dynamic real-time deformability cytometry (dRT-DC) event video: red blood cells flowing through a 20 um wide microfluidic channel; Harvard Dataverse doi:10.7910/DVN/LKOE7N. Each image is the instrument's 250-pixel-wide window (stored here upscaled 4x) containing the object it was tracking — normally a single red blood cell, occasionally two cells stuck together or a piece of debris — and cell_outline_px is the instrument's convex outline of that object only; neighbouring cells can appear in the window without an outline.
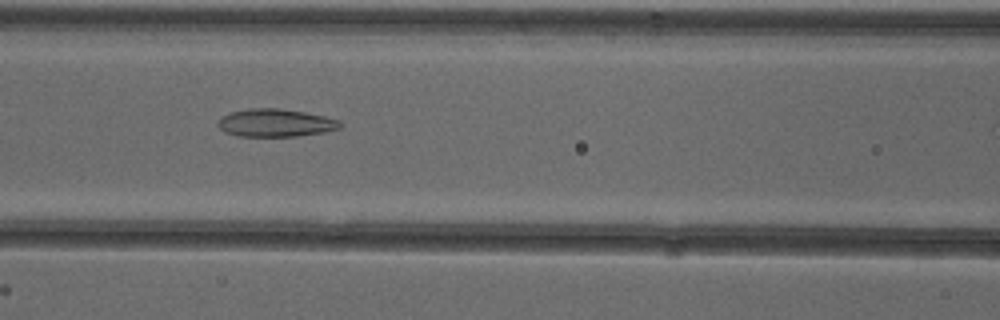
{"species": "common noctule bat (a hibernating species)", "species_latin": "Nyctalus noctula", "temperature_condition": "cold", "stored_images_in_passage": 15, "camera_frame_rate_fps": 3000, "um_per_image_px": 0.085, "animal": {"sex": "female"}, "frame": {"image": 1, "passage_image": 8, "time_ms": 2.333, "image_size_px": [1000, 320], "cell_outline_px": [[344, 124], [340, 128], [324, 132], [296, 136], [236, 136], [224, 132], [216, 124], [220, 116], [232, 112], [248, 108], [280, 108], [304, 112], [324, 116], [340, 120]], "centroid_in_image_um": [23.4, 10.44], "position_along_channel_um": 143.2, "area_um2": 20.0}}
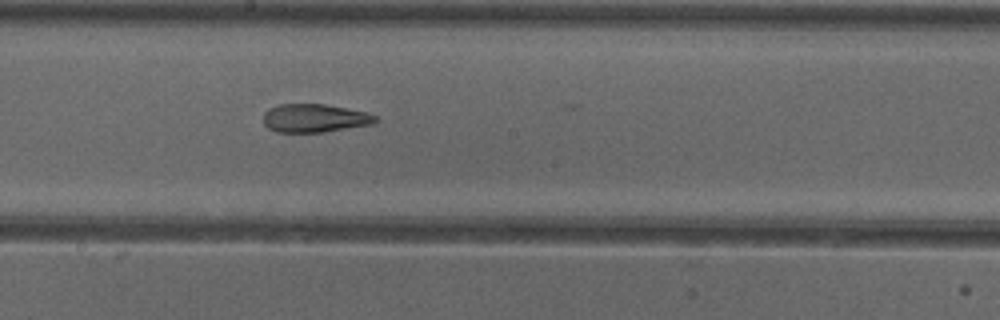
{"frame": {"image": 2, "passage_image": 14, "time_ms": 4.333, "image_size_px": [1000, 320], "cell_outline_px": [[380, 120], [372, 124], [320, 132], [276, 132], [268, 128], [264, 124], [264, 112], [268, 108], [276, 104], [324, 104], [368, 112], [376, 116]], "centroid_in_image_um": [26.73, 10.03], "position_along_channel_um": 221.5, "area_um2": 18.55}}